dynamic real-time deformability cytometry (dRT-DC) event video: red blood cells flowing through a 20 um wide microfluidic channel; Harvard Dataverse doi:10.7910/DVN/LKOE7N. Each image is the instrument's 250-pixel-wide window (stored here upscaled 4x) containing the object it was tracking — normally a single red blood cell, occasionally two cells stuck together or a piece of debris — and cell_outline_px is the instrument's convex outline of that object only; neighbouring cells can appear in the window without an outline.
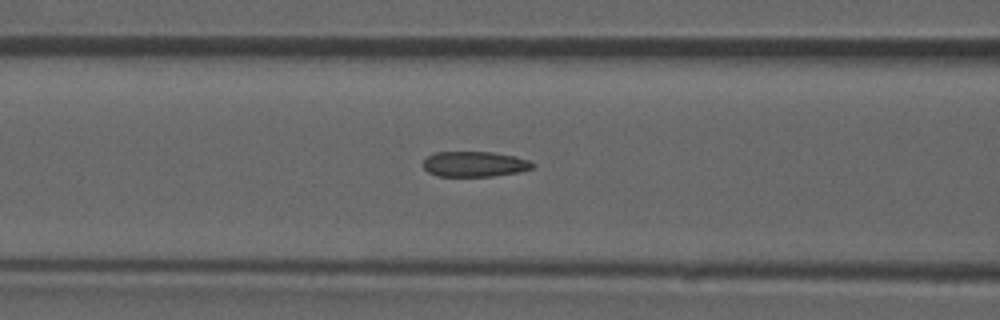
{"species": "common noctule bat (a hibernating species)", "species_latin": "Nyctalus noctula", "temperature_condition": "room temperature", "stored_images_in_passage": 24, "camera_frame_rate_fps": 3000, "um_per_image_px": 0.085, "animal": {"sex": "male", "forearm_length_mm": 52.5}, "frame": {"image": 1, "passage_image": 20, "time_ms": 6.333, "image_size_px": [1000, 320], "cell_outline_px": [[536, 164], [532, 168], [520, 172], [492, 176], [436, 176], [428, 172], [424, 168], [424, 160], [428, 156], [436, 152], [492, 152], [516, 156], [528, 160]], "centroid_in_image_um": [40.36, 13.95], "position_along_channel_um": 126.2, "area_um2": 16.18}}